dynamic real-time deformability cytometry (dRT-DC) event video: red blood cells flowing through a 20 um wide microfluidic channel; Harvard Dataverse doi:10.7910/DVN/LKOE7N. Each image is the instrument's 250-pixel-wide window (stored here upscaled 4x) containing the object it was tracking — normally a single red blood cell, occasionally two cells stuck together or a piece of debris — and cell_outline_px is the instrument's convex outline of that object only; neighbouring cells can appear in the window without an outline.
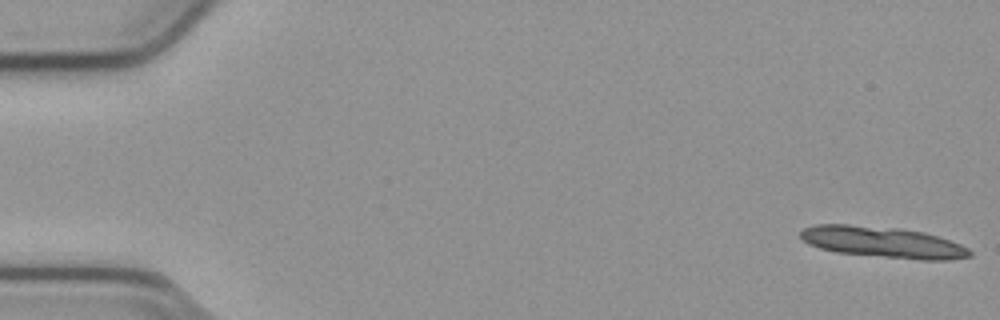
{"species": "common noctule bat (a hibernating species)", "species_latin": "Nyctalus noctula", "temperature_condition": "cold", "stored_images_in_passage": 14, "camera_frame_rate_fps": 3000, "um_per_image_px": 0.085, "animal": {"sex": "male", "body_mass_g": 23.1, "forearm_length_mm": 52.7}, "frame": {"image": 1, "passage_image": 1, "time_ms": 0.0, "image_size_px": [1000, 320], "cell_outline_px": [[972, 256], [948, 260], [920, 260], [836, 252], [820, 248], [808, 244], [800, 236], [800, 232], [804, 228], [816, 224], [848, 224], [896, 228], [924, 232], [960, 244], [968, 248], [972, 252]], "centroid_in_image_um": [75.04, 20.59], "position_along_channel_um": 10.0, "area_um2": 30.52}}